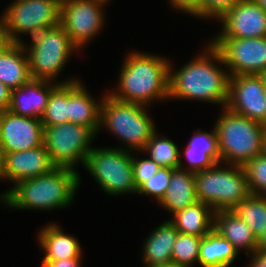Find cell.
<instances>
[{
	"mask_svg": "<svg viewBox=\"0 0 266 267\" xmlns=\"http://www.w3.org/2000/svg\"><path fill=\"white\" fill-rule=\"evenodd\" d=\"M84 166L106 193L115 196L137 193L130 151L118 147L93 148Z\"/></svg>",
	"mask_w": 266,
	"mask_h": 267,
	"instance_id": "ba28073f",
	"label": "cell"
},
{
	"mask_svg": "<svg viewBox=\"0 0 266 267\" xmlns=\"http://www.w3.org/2000/svg\"><path fill=\"white\" fill-rule=\"evenodd\" d=\"M201 240L200 236L179 232L172 249V261L182 267H191L198 262Z\"/></svg>",
	"mask_w": 266,
	"mask_h": 267,
	"instance_id": "f546056e",
	"label": "cell"
},
{
	"mask_svg": "<svg viewBox=\"0 0 266 267\" xmlns=\"http://www.w3.org/2000/svg\"><path fill=\"white\" fill-rule=\"evenodd\" d=\"M174 8L199 17V0H170Z\"/></svg>",
	"mask_w": 266,
	"mask_h": 267,
	"instance_id": "e575fe53",
	"label": "cell"
},
{
	"mask_svg": "<svg viewBox=\"0 0 266 267\" xmlns=\"http://www.w3.org/2000/svg\"><path fill=\"white\" fill-rule=\"evenodd\" d=\"M133 162V174L137 189L149 178L156 174L159 170L160 166L153 161L151 158L149 159H140L134 158L132 156Z\"/></svg>",
	"mask_w": 266,
	"mask_h": 267,
	"instance_id": "836d02e7",
	"label": "cell"
},
{
	"mask_svg": "<svg viewBox=\"0 0 266 267\" xmlns=\"http://www.w3.org/2000/svg\"><path fill=\"white\" fill-rule=\"evenodd\" d=\"M61 0H21L13 2L2 15L11 42L23 43L20 34L31 37L60 24Z\"/></svg>",
	"mask_w": 266,
	"mask_h": 267,
	"instance_id": "30bf717a",
	"label": "cell"
},
{
	"mask_svg": "<svg viewBox=\"0 0 266 267\" xmlns=\"http://www.w3.org/2000/svg\"><path fill=\"white\" fill-rule=\"evenodd\" d=\"M262 155L266 157V131H265L264 139H263Z\"/></svg>",
	"mask_w": 266,
	"mask_h": 267,
	"instance_id": "ee69618b",
	"label": "cell"
},
{
	"mask_svg": "<svg viewBox=\"0 0 266 267\" xmlns=\"http://www.w3.org/2000/svg\"><path fill=\"white\" fill-rule=\"evenodd\" d=\"M240 0H199V17L219 19Z\"/></svg>",
	"mask_w": 266,
	"mask_h": 267,
	"instance_id": "d6a6232c",
	"label": "cell"
},
{
	"mask_svg": "<svg viewBox=\"0 0 266 267\" xmlns=\"http://www.w3.org/2000/svg\"><path fill=\"white\" fill-rule=\"evenodd\" d=\"M226 107L266 126V90L258 75L230 76Z\"/></svg>",
	"mask_w": 266,
	"mask_h": 267,
	"instance_id": "4fadbf2b",
	"label": "cell"
},
{
	"mask_svg": "<svg viewBox=\"0 0 266 267\" xmlns=\"http://www.w3.org/2000/svg\"><path fill=\"white\" fill-rule=\"evenodd\" d=\"M214 127L218 137L220 163L243 166L262 155L265 125L225 107Z\"/></svg>",
	"mask_w": 266,
	"mask_h": 267,
	"instance_id": "277c9868",
	"label": "cell"
},
{
	"mask_svg": "<svg viewBox=\"0 0 266 267\" xmlns=\"http://www.w3.org/2000/svg\"><path fill=\"white\" fill-rule=\"evenodd\" d=\"M214 213L209 205L197 201L173 214L174 219L170 221L180 233L205 237L213 230Z\"/></svg>",
	"mask_w": 266,
	"mask_h": 267,
	"instance_id": "cb8c5ba5",
	"label": "cell"
},
{
	"mask_svg": "<svg viewBox=\"0 0 266 267\" xmlns=\"http://www.w3.org/2000/svg\"><path fill=\"white\" fill-rule=\"evenodd\" d=\"M95 135L90 127L67 122L44 127L43 144L56 167L75 169L77 161L85 164Z\"/></svg>",
	"mask_w": 266,
	"mask_h": 267,
	"instance_id": "9c48e42d",
	"label": "cell"
},
{
	"mask_svg": "<svg viewBox=\"0 0 266 267\" xmlns=\"http://www.w3.org/2000/svg\"><path fill=\"white\" fill-rule=\"evenodd\" d=\"M82 258H68L62 260H42V267H80Z\"/></svg>",
	"mask_w": 266,
	"mask_h": 267,
	"instance_id": "d590c367",
	"label": "cell"
},
{
	"mask_svg": "<svg viewBox=\"0 0 266 267\" xmlns=\"http://www.w3.org/2000/svg\"><path fill=\"white\" fill-rule=\"evenodd\" d=\"M77 81L70 79L58 84L50 81L31 79L19 88L11 90L8 110L14 114L41 119L45 112L51 92L59 85Z\"/></svg>",
	"mask_w": 266,
	"mask_h": 267,
	"instance_id": "e0dca14e",
	"label": "cell"
},
{
	"mask_svg": "<svg viewBox=\"0 0 266 267\" xmlns=\"http://www.w3.org/2000/svg\"><path fill=\"white\" fill-rule=\"evenodd\" d=\"M104 4L100 0H61L60 24L78 49L101 30Z\"/></svg>",
	"mask_w": 266,
	"mask_h": 267,
	"instance_id": "7c38bea8",
	"label": "cell"
},
{
	"mask_svg": "<svg viewBox=\"0 0 266 267\" xmlns=\"http://www.w3.org/2000/svg\"><path fill=\"white\" fill-rule=\"evenodd\" d=\"M257 252L266 255V231L258 239Z\"/></svg>",
	"mask_w": 266,
	"mask_h": 267,
	"instance_id": "ab89813d",
	"label": "cell"
},
{
	"mask_svg": "<svg viewBox=\"0 0 266 267\" xmlns=\"http://www.w3.org/2000/svg\"><path fill=\"white\" fill-rule=\"evenodd\" d=\"M11 90L0 82V112L8 110L10 105Z\"/></svg>",
	"mask_w": 266,
	"mask_h": 267,
	"instance_id": "8d00e7d4",
	"label": "cell"
},
{
	"mask_svg": "<svg viewBox=\"0 0 266 267\" xmlns=\"http://www.w3.org/2000/svg\"><path fill=\"white\" fill-rule=\"evenodd\" d=\"M238 251L215 230L202 237L198 263L202 267H230Z\"/></svg>",
	"mask_w": 266,
	"mask_h": 267,
	"instance_id": "484cf974",
	"label": "cell"
},
{
	"mask_svg": "<svg viewBox=\"0 0 266 267\" xmlns=\"http://www.w3.org/2000/svg\"><path fill=\"white\" fill-rule=\"evenodd\" d=\"M219 165L194 173L196 197L215 212L232 211L251 192L242 166L230 164L224 169Z\"/></svg>",
	"mask_w": 266,
	"mask_h": 267,
	"instance_id": "5b68a950",
	"label": "cell"
},
{
	"mask_svg": "<svg viewBox=\"0 0 266 267\" xmlns=\"http://www.w3.org/2000/svg\"><path fill=\"white\" fill-rule=\"evenodd\" d=\"M25 50L22 42H12L0 52V82L10 90L19 88L32 79Z\"/></svg>",
	"mask_w": 266,
	"mask_h": 267,
	"instance_id": "44dd1931",
	"label": "cell"
},
{
	"mask_svg": "<svg viewBox=\"0 0 266 267\" xmlns=\"http://www.w3.org/2000/svg\"><path fill=\"white\" fill-rule=\"evenodd\" d=\"M232 211L250 227L257 239L266 231V196L250 194Z\"/></svg>",
	"mask_w": 266,
	"mask_h": 267,
	"instance_id": "4316f807",
	"label": "cell"
},
{
	"mask_svg": "<svg viewBox=\"0 0 266 267\" xmlns=\"http://www.w3.org/2000/svg\"><path fill=\"white\" fill-rule=\"evenodd\" d=\"M197 201L194 173L180 168L172 169L169 186L159 204L175 214Z\"/></svg>",
	"mask_w": 266,
	"mask_h": 267,
	"instance_id": "7402d4cb",
	"label": "cell"
},
{
	"mask_svg": "<svg viewBox=\"0 0 266 267\" xmlns=\"http://www.w3.org/2000/svg\"><path fill=\"white\" fill-rule=\"evenodd\" d=\"M206 51L205 55L203 53L174 73L169 63V98L198 99L219 103L225 108L230 75L227 70L225 72L217 66L216 61L221 64L224 62L211 43Z\"/></svg>",
	"mask_w": 266,
	"mask_h": 267,
	"instance_id": "6da1fadb",
	"label": "cell"
},
{
	"mask_svg": "<svg viewBox=\"0 0 266 267\" xmlns=\"http://www.w3.org/2000/svg\"><path fill=\"white\" fill-rule=\"evenodd\" d=\"M147 152L150 158L155 161L160 167L176 169H183L182 161L180 159L181 153L177 145L165 137H159L155 132L143 152Z\"/></svg>",
	"mask_w": 266,
	"mask_h": 267,
	"instance_id": "83f0119b",
	"label": "cell"
},
{
	"mask_svg": "<svg viewBox=\"0 0 266 267\" xmlns=\"http://www.w3.org/2000/svg\"><path fill=\"white\" fill-rule=\"evenodd\" d=\"M242 167L251 194L266 196V157L256 156Z\"/></svg>",
	"mask_w": 266,
	"mask_h": 267,
	"instance_id": "4dcf8cb0",
	"label": "cell"
},
{
	"mask_svg": "<svg viewBox=\"0 0 266 267\" xmlns=\"http://www.w3.org/2000/svg\"><path fill=\"white\" fill-rule=\"evenodd\" d=\"M8 32L6 30L3 18L0 17V52L11 44Z\"/></svg>",
	"mask_w": 266,
	"mask_h": 267,
	"instance_id": "74e56055",
	"label": "cell"
},
{
	"mask_svg": "<svg viewBox=\"0 0 266 267\" xmlns=\"http://www.w3.org/2000/svg\"><path fill=\"white\" fill-rule=\"evenodd\" d=\"M178 231L169 220L161 224L146 239L143 260L146 265H156L172 261V249Z\"/></svg>",
	"mask_w": 266,
	"mask_h": 267,
	"instance_id": "d4e9b609",
	"label": "cell"
},
{
	"mask_svg": "<svg viewBox=\"0 0 266 267\" xmlns=\"http://www.w3.org/2000/svg\"><path fill=\"white\" fill-rule=\"evenodd\" d=\"M43 127L68 122V83L59 84L50 94L45 112L41 117Z\"/></svg>",
	"mask_w": 266,
	"mask_h": 267,
	"instance_id": "f1b7e54d",
	"label": "cell"
},
{
	"mask_svg": "<svg viewBox=\"0 0 266 267\" xmlns=\"http://www.w3.org/2000/svg\"><path fill=\"white\" fill-rule=\"evenodd\" d=\"M211 44L219 51L230 76L258 75L266 69V37L214 38Z\"/></svg>",
	"mask_w": 266,
	"mask_h": 267,
	"instance_id": "8fae6325",
	"label": "cell"
},
{
	"mask_svg": "<svg viewBox=\"0 0 266 267\" xmlns=\"http://www.w3.org/2000/svg\"><path fill=\"white\" fill-rule=\"evenodd\" d=\"M171 173L172 169L160 167L155 175L137 189V193L153 196L159 202L164 197L169 186Z\"/></svg>",
	"mask_w": 266,
	"mask_h": 267,
	"instance_id": "1f68e13d",
	"label": "cell"
},
{
	"mask_svg": "<svg viewBox=\"0 0 266 267\" xmlns=\"http://www.w3.org/2000/svg\"><path fill=\"white\" fill-rule=\"evenodd\" d=\"M102 102L92 99L80 81L68 83V122L100 130Z\"/></svg>",
	"mask_w": 266,
	"mask_h": 267,
	"instance_id": "ac0fdd59",
	"label": "cell"
},
{
	"mask_svg": "<svg viewBox=\"0 0 266 267\" xmlns=\"http://www.w3.org/2000/svg\"><path fill=\"white\" fill-rule=\"evenodd\" d=\"M258 76L260 77L262 84L264 85V88L266 90V69H264L263 71H261Z\"/></svg>",
	"mask_w": 266,
	"mask_h": 267,
	"instance_id": "b9f144b4",
	"label": "cell"
},
{
	"mask_svg": "<svg viewBox=\"0 0 266 267\" xmlns=\"http://www.w3.org/2000/svg\"><path fill=\"white\" fill-rule=\"evenodd\" d=\"M169 61L164 57L132 52L124 61L118 91L113 98L150 106L152 100L169 99Z\"/></svg>",
	"mask_w": 266,
	"mask_h": 267,
	"instance_id": "7a4b0ae2",
	"label": "cell"
},
{
	"mask_svg": "<svg viewBox=\"0 0 266 267\" xmlns=\"http://www.w3.org/2000/svg\"><path fill=\"white\" fill-rule=\"evenodd\" d=\"M100 128L106 127L127 145L125 150L143 151L156 132L142 104L123 102L107 95L102 98ZM146 110V111H145Z\"/></svg>",
	"mask_w": 266,
	"mask_h": 267,
	"instance_id": "8992f818",
	"label": "cell"
},
{
	"mask_svg": "<svg viewBox=\"0 0 266 267\" xmlns=\"http://www.w3.org/2000/svg\"><path fill=\"white\" fill-rule=\"evenodd\" d=\"M31 38L30 47L23 45L27 49L31 77L35 80L52 81L62 71L72 52L78 50L61 24Z\"/></svg>",
	"mask_w": 266,
	"mask_h": 267,
	"instance_id": "52a82bcc",
	"label": "cell"
},
{
	"mask_svg": "<svg viewBox=\"0 0 266 267\" xmlns=\"http://www.w3.org/2000/svg\"><path fill=\"white\" fill-rule=\"evenodd\" d=\"M195 132L185 149L190 165L185 170L193 173L212 168L221 161L215 127L210 133L200 130Z\"/></svg>",
	"mask_w": 266,
	"mask_h": 267,
	"instance_id": "ffe728a7",
	"label": "cell"
},
{
	"mask_svg": "<svg viewBox=\"0 0 266 267\" xmlns=\"http://www.w3.org/2000/svg\"><path fill=\"white\" fill-rule=\"evenodd\" d=\"M218 20L223 29L215 38L266 37V12L254 0H240Z\"/></svg>",
	"mask_w": 266,
	"mask_h": 267,
	"instance_id": "9a60e30c",
	"label": "cell"
},
{
	"mask_svg": "<svg viewBox=\"0 0 266 267\" xmlns=\"http://www.w3.org/2000/svg\"><path fill=\"white\" fill-rule=\"evenodd\" d=\"M146 267H182L173 261L167 262V263H161V264H156V265H145Z\"/></svg>",
	"mask_w": 266,
	"mask_h": 267,
	"instance_id": "60d3db41",
	"label": "cell"
},
{
	"mask_svg": "<svg viewBox=\"0 0 266 267\" xmlns=\"http://www.w3.org/2000/svg\"><path fill=\"white\" fill-rule=\"evenodd\" d=\"M266 12V0H254Z\"/></svg>",
	"mask_w": 266,
	"mask_h": 267,
	"instance_id": "7bdbcfd3",
	"label": "cell"
},
{
	"mask_svg": "<svg viewBox=\"0 0 266 267\" xmlns=\"http://www.w3.org/2000/svg\"><path fill=\"white\" fill-rule=\"evenodd\" d=\"M39 233V244L45 252L43 260L81 258V247L77 239L64 234L60 226L49 224Z\"/></svg>",
	"mask_w": 266,
	"mask_h": 267,
	"instance_id": "603a6c76",
	"label": "cell"
},
{
	"mask_svg": "<svg viewBox=\"0 0 266 267\" xmlns=\"http://www.w3.org/2000/svg\"><path fill=\"white\" fill-rule=\"evenodd\" d=\"M44 127L41 119L0 112V155L25 151L43 145Z\"/></svg>",
	"mask_w": 266,
	"mask_h": 267,
	"instance_id": "5bb4252c",
	"label": "cell"
},
{
	"mask_svg": "<svg viewBox=\"0 0 266 267\" xmlns=\"http://www.w3.org/2000/svg\"><path fill=\"white\" fill-rule=\"evenodd\" d=\"M54 168L56 166L43 144L25 151L6 153L1 158L0 179H8L16 184L50 173Z\"/></svg>",
	"mask_w": 266,
	"mask_h": 267,
	"instance_id": "2e32d148",
	"label": "cell"
},
{
	"mask_svg": "<svg viewBox=\"0 0 266 267\" xmlns=\"http://www.w3.org/2000/svg\"><path fill=\"white\" fill-rule=\"evenodd\" d=\"M252 260L249 267H266V255L259 252L252 254Z\"/></svg>",
	"mask_w": 266,
	"mask_h": 267,
	"instance_id": "f35d334b",
	"label": "cell"
},
{
	"mask_svg": "<svg viewBox=\"0 0 266 267\" xmlns=\"http://www.w3.org/2000/svg\"><path fill=\"white\" fill-rule=\"evenodd\" d=\"M213 230L227 239L238 253L240 249H246L245 254L249 256V252L256 253L258 250V239L234 211L215 212Z\"/></svg>",
	"mask_w": 266,
	"mask_h": 267,
	"instance_id": "d6986e66",
	"label": "cell"
},
{
	"mask_svg": "<svg viewBox=\"0 0 266 267\" xmlns=\"http://www.w3.org/2000/svg\"><path fill=\"white\" fill-rule=\"evenodd\" d=\"M79 177L75 169L56 167L50 173L16 183L1 200L17 209L66 208L73 202Z\"/></svg>",
	"mask_w": 266,
	"mask_h": 267,
	"instance_id": "3957f363",
	"label": "cell"
}]
</instances>
